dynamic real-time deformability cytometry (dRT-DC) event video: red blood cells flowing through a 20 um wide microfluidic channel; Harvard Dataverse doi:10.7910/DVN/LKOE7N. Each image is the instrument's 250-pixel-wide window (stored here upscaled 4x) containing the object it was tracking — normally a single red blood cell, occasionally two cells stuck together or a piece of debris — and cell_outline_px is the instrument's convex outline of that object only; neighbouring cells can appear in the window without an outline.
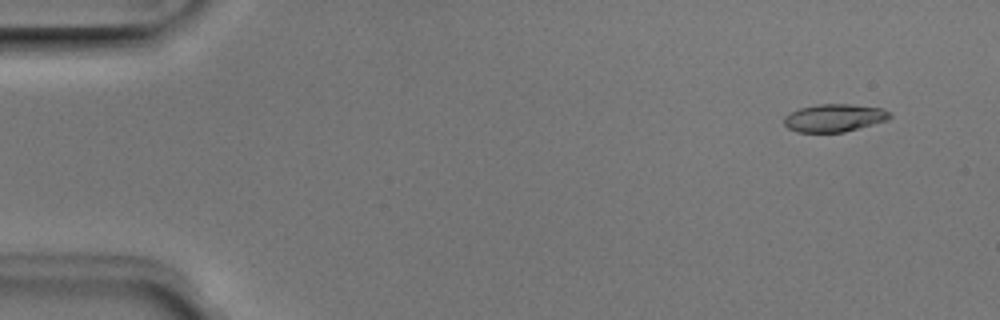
{"species": "Egyptian fruit bat (a non-hibernating species)", "species_latin": "Rousettus aegyptiacus", "temperature_condition": "room temperature", "stored_images_in_passage": 6, "camera_frame_rate_fps": 3000, "um_per_image_px": 0.085, "animal": {"sex": "male"}, "frame": {"image": 1, "passage_image": 1, "time_ms": 0.0, "image_size_px": [1000, 320], "cell_outline_px": [[892, 116], [888, 120], [844, 132], [796, 132], [788, 128], [784, 124], [784, 116], [800, 108], [820, 104], [852, 104], [880, 108], [892, 112]], "centroid_in_image_um": [70.93, 10.02], "position_along_channel_um": 14.1, "area_um2": 17.11}}
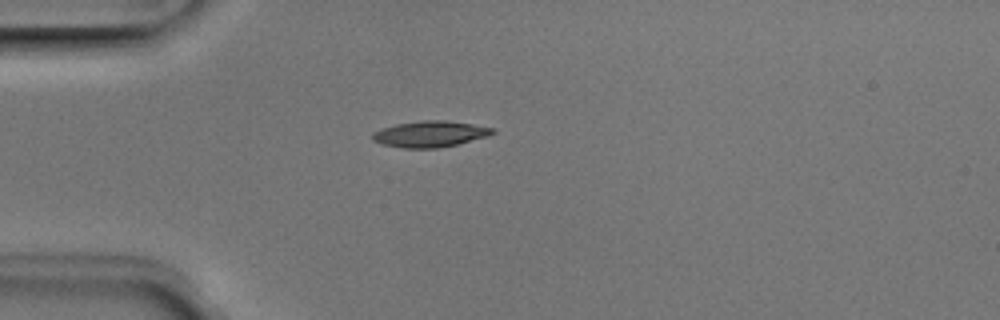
{"frame": {"image": 2, "passage_image": 4, "time_ms": 1.0, "image_size_px": [1000, 320], "cell_outline_px": [[496, 132], [488, 136], [456, 144], [436, 148], [404, 148], [384, 144], [372, 140], [372, 132], [380, 128], [396, 124], [420, 120], [444, 120], [472, 124], [496, 128]], "centroid_in_image_um": [36.55, 11.38], "position_along_channel_um": 48.5, "area_um2": 18.26}}